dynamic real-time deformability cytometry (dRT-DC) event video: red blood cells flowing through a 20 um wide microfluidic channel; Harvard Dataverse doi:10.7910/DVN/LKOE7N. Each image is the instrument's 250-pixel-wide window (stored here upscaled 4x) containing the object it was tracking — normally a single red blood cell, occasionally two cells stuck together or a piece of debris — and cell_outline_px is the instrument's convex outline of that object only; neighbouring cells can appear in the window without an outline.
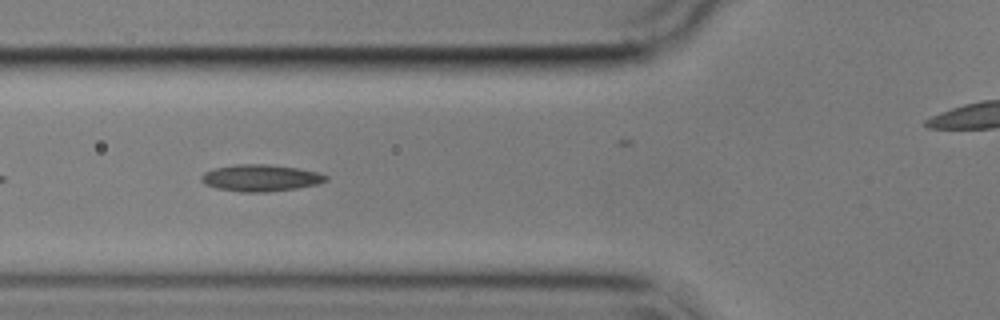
{"species": "common noctule bat (a hibernating species)", "species_latin": "Nyctalus noctula", "temperature_condition": "cold", "stored_images_in_passage": 42, "camera_frame_rate_fps": 3000, "um_per_image_px": 0.085, "animal": {"sex": "male", "body_mass_g": 17.9}, "frame": {"image": 1, "passage_image": 6, "time_ms": 1.667, "image_size_px": [1000, 320], "cell_outline_px": [[328, 180], [316, 184], [296, 188], [268, 192], [240, 192], [216, 188], [204, 184], [200, 180], [200, 176], [204, 172], [212, 168], [236, 164], [268, 164], [296, 168], [320, 172], [328, 176]], "centroid_in_image_um": [22.11, 15.12], "position_along_channel_um": 103.7, "area_um2": 19.59}}
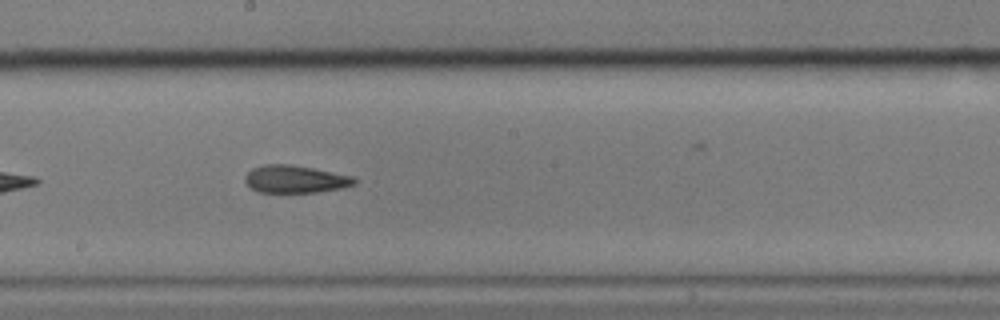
{"frame": {"image": 2, "passage_image": 16, "time_ms": 5.0, "image_size_px": [1000, 320], "cell_outline_px": [[356, 184], [344, 188], [316, 192], [260, 192], [252, 188], [244, 180], [244, 176], [252, 168], [264, 164], [288, 164], [312, 168], [352, 176], [356, 180]], "centroid_in_image_um": [25.09, 15.22], "position_along_channel_um": 223.1, "area_um2": 17.46}}
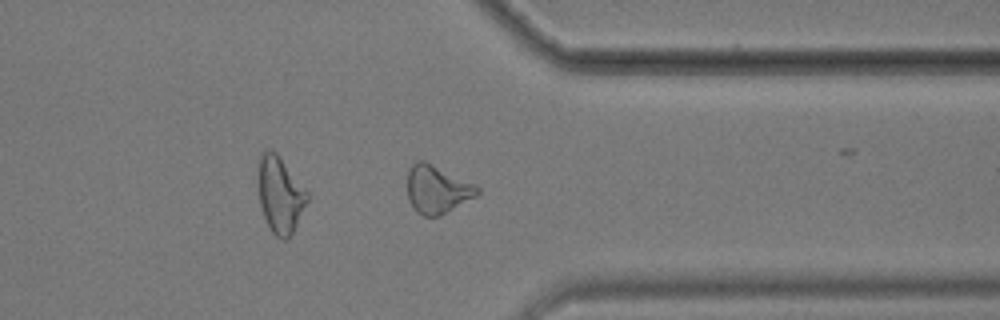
{"frame": {"image": 3, "passage_image": 29, "time_ms": 9.333, "image_size_px": [1000, 320], "cell_outline_px": [[480, 192], [476, 196], [440, 216], [424, 216], [416, 212], [408, 200], [408, 172], [412, 164], [416, 160], [424, 160], [480, 188]], "centroid_in_image_um": [37.12, 16.11], "position_along_channel_um": 374.3, "area_um2": 19.25}, "authors_computed_cell_mechanics": {"area_um2": 19.074, "velocity_mm_per_s": 3.574, "shape_relaxation_time_tau1_ms": 7.8608, "shape_relaxation_time_tau2_ms": 4.1233, "deformation_change_tau1": 0.1377, "deformation_change_tau2": 0.1327}}